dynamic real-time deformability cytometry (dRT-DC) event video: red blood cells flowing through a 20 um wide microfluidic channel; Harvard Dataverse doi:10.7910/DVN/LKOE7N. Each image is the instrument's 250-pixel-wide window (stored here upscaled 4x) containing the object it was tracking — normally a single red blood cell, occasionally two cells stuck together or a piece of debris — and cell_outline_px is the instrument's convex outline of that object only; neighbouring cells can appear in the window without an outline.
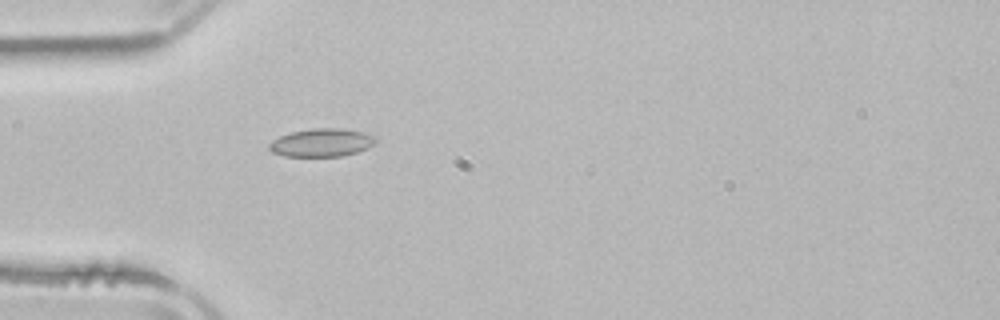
{"species": "common noctule bat (a hibernating species)", "species_latin": "Nyctalus noctula", "temperature_condition": "room temperature", "stored_images_in_passage": 1, "camera_frame_rate_fps": 3000, "um_per_image_px": 0.085, "animal": {"sex": "male", "body_mass_g": 21.5, "forearm_length_mm": 52.0}, "frame": {"image": 1, "passage_image": 1, "time_ms": 0.0, "image_size_px": [1000, 320], "cell_outline_px": [[376, 140], [368, 148], [344, 156], [284, 156], [272, 152], [268, 148], [268, 144], [272, 140], [280, 136], [292, 132], [312, 128], [344, 128], [364, 132], [376, 136]], "centroid_in_image_um": [27.34, 12.12], "position_along_channel_um": 57.7, "area_um2": 17.51}}